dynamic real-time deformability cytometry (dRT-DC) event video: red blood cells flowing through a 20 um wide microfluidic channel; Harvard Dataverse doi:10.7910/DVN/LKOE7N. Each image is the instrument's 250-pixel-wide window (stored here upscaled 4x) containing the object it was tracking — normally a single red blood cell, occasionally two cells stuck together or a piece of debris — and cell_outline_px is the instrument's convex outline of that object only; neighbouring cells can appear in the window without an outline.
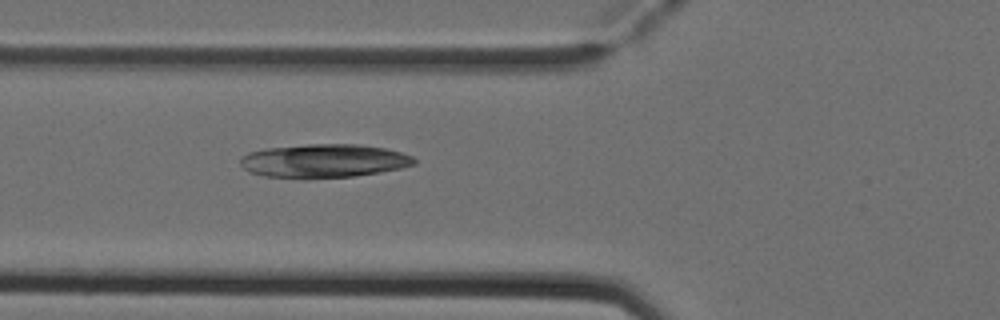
{"species": "Egyptian fruit bat (a non-hibernating species)", "species_latin": "Rousettus aegyptiacus", "temperature_condition": "cold", "stored_images_in_passage": 6, "camera_frame_rate_fps": 3000, "um_per_image_px": 0.085, "animal": {"sex": "female"}, "frame": {"image": 1, "passage_image": 6, "time_ms": 1.667, "image_size_px": [1000, 320], "cell_outline_px": [[416, 164], [400, 168], [380, 172], [352, 176], [304, 180], [264, 176], [248, 172], [240, 164], [240, 160], [248, 152], [264, 148], [308, 144], [360, 144], [384, 148], [400, 152], [412, 156], [416, 160]], "centroid_in_image_um": [27.49, 13.69], "position_along_channel_um": 98.3, "area_um2": 34.51}}